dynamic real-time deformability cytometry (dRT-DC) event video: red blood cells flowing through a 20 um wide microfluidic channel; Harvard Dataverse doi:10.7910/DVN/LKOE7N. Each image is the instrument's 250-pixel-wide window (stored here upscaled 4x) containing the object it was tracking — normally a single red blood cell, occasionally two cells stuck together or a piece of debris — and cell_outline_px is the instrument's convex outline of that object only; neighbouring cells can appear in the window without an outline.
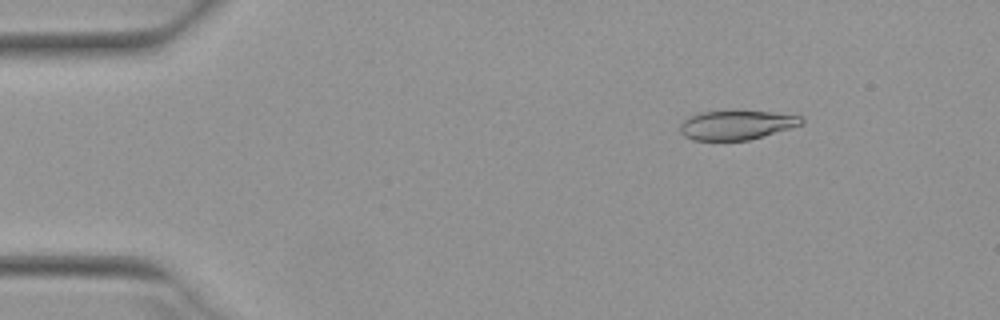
{"species": "Egyptian fruit bat (a non-hibernating species)", "species_latin": "Rousettus aegyptiacus", "temperature_condition": "warm", "stored_images_in_passage": 52, "camera_frame_rate_fps": 3000, "um_per_image_px": 0.085, "animal": {"sex": "female"}, "frame": {"image": 1, "passage_image": 7, "time_ms": 2.0, "image_size_px": [1000, 320], "cell_outline_px": [[804, 124], [764, 136], [748, 140], [692, 140], [684, 136], [680, 132], [680, 124], [688, 116], [700, 112], [768, 112], [804, 116]], "centroid_in_image_um": [62.61, 10.64], "position_along_channel_um": 22.4, "area_um2": 20.52}}
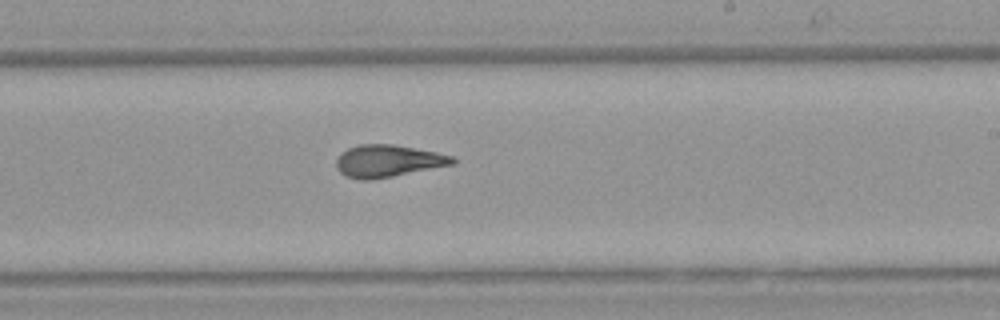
{"frame": {"image": 2, "passage_image": 31, "time_ms": 10.0, "image_size_px": [1000, 320], "cell_outline_px": [[456, 164], [392, 176], [368, 180], [360, 180], [348, 176], [340, 172], [336, 168], [336, 160], [340, 152], [348, 148], [360, 144], [392, 144], [436, 152], [452, 156], [456, 160]], "centroid_in_image_um": [32.96, 13.68], "position_along_channel_um": 256.0, "area_um2": 21.73}}
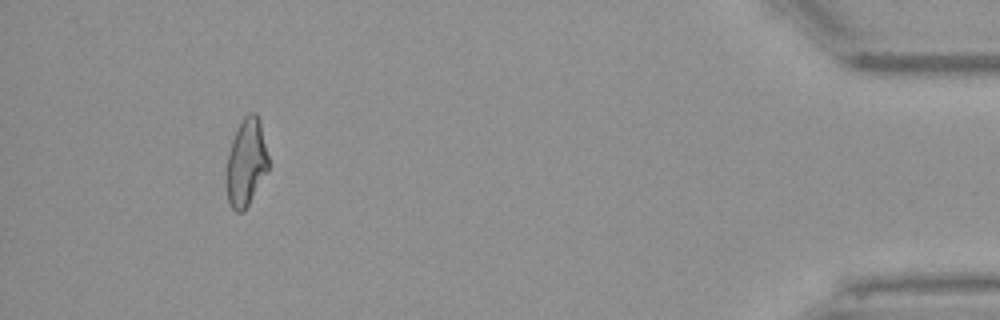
{"frame": {"image": 3, "passage_image": 48, "time_ms": 15.667, "image_size_px": [1000, 320], "cell_outline_px": [[268, 172], [244, 212], [236, 212], [232, 208], [228, 200], [228, 152], [236, 128], [244, 116], [248, 112], [256, 112], [260, 120], [268, 156]], "centroid_in_image_um": [20.96, 13.78], "position_along_channel_um": 414.2, "area_um2": 21.27}, "authors_computed_cell_mechanics": {"area_um2": 21.9351, "velocity_mm_per_s": 3.9526, "shape_relaxation_time_tau1_ms": 10.2224, "shape_relaxation_time_tau2_ms": 2.1219, "deformation_change_tau1": 0.2789, "deformation_change_tau2": 0.1019}}